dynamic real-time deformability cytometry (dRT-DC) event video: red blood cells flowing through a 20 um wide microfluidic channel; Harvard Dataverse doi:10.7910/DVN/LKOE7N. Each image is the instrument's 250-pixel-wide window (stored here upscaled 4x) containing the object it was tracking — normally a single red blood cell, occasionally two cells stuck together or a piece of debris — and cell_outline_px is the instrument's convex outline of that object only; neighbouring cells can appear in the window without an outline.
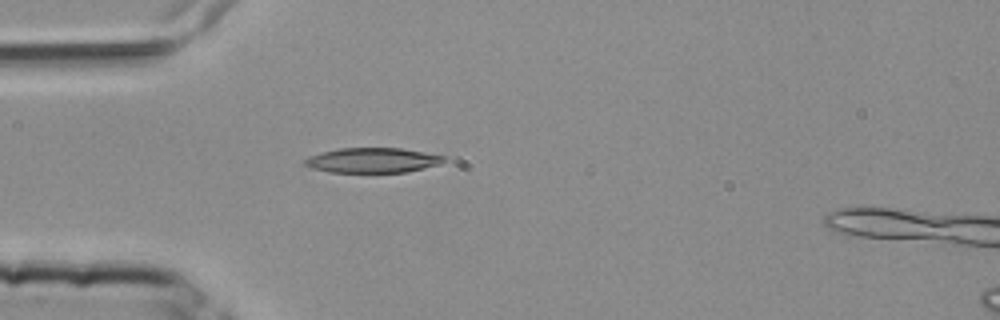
{"species": "common noctule bat (a hibernating species)", "species_latin": "Nyctalus noctula", "temperature_condition": "room temperature", "stored_images_in_passage": 3, "camera_frame_rate_fps": 3000, "um_per_image_px": 0.085, "animal": {"sex": "female", "body_mass_g": 25.1}, "frame": {"image": 1, "passage_image": 3, "time_ms": 0.667, "image_size_px": [1000, 320], "cell_outline_px": [[444, 160], [440, 164], [408, 172], [328, 172], [312, 168], [304, 164], [304, 160], [320, 152], [340, 148], [400, 148], [444, 156]], "centroid_in_image_um": [31.65, 13.62], "position_along_channel_um": 53.3, "area_um2": 20.0}}